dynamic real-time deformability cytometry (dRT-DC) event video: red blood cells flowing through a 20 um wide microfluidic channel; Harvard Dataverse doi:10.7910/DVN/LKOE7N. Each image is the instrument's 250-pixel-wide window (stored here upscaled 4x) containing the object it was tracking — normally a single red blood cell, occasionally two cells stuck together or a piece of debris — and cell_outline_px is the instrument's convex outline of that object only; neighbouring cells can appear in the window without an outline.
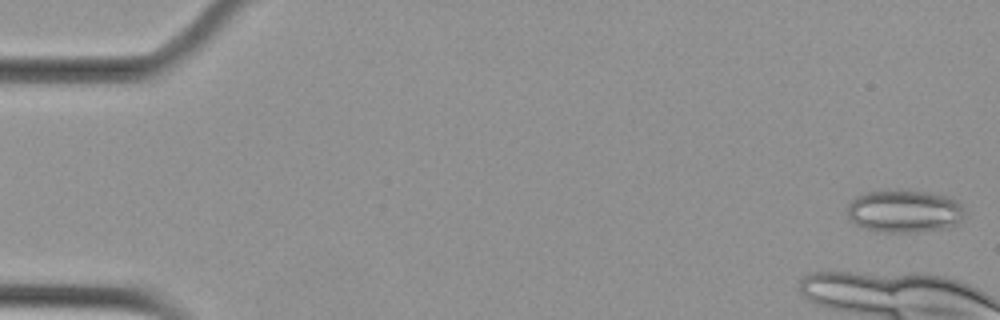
{"species": "Egyptian fruit bat (a non-hibernating species)", "species_latin": "Rousettus aegyptiacus", "temperature_condition": "cold", "stored_images_in_passage": 6, "camera_frame_rate_fps": 3000, "um_per_image_px": 0.085, "animal": {"sex": "female"}, "frame": {"image": 1, "passage_image": 1, "time_ms": 0.0, "image_size_px": [1000, 320], "cell_outline_px": [[964, 216], [956, 224], [948, 228], [908, 232], [876, 232], [864, 228], [856, 224], [848, 216], [848, 204], [856, 196], [868, 192], [888, 188], [908, 188], [948, 196], [956, 200], [960, 204], [964, 212]], "centroid_in_image_um": [76.86, 17.91], "position_along_channel_um": 8.1, "area_um2": 29.82}}